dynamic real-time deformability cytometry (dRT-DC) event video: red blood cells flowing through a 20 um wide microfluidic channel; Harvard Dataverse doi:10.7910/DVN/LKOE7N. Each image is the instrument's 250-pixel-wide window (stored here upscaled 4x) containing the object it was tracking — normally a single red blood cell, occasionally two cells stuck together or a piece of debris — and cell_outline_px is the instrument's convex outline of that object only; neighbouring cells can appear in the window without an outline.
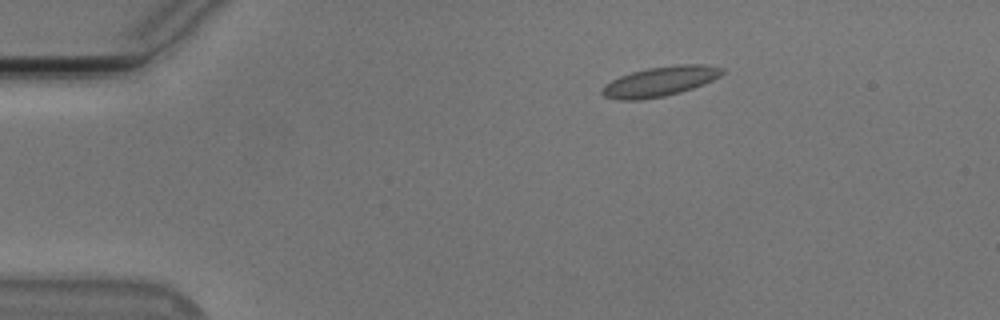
{"species": "Egyptian fruit bat (a non-hibernating species)", "species_latin": "Rousettus aegyptiacus", "temperature_condition": "cold", "stored_images_in_passage": 46, "camera_frame_rate_fps": 3000, "um_per_image_px": 0.085, "animal": {"sex": "male"}, "frame": {"image": 1, "passage_image": 1, "time_ms": 0.0, "image_size_px": [1000, 320], "cell_outline_px": [[724, 72], [720, 76], [704, 84], [680, 92], [664, 96], [640, 100], [616, 100], [604, 96], [600, 92], [600, 88], [604, 84], [620, 76], [632, 72], [648, 68], [680, 64], [704, 64], [724, 68]], "centroid_in_image_um": [56.08, 6.92], "position_along_channel_um": 28.9, "area_um2": 20.92}}
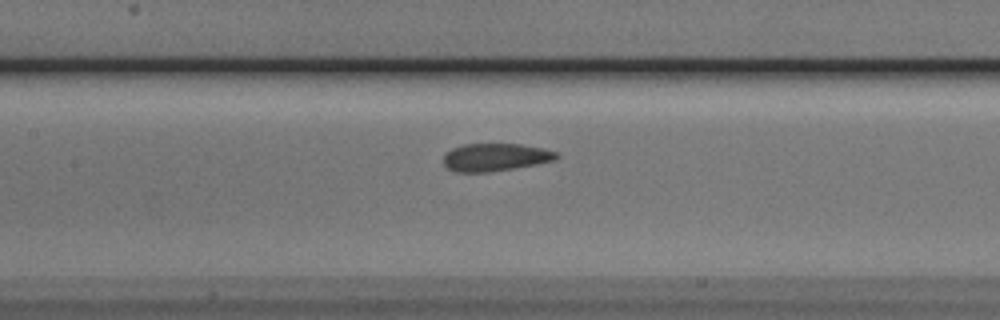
{"frame": {"image": 2, "passage_image": 17, "time_ms": 5.333, "image_size_px": [1000, 320], "cell_outline_px": [[560, 156], [556, 160], [516, 168], [488, 172], [456, 172], [448, 168], [444, 164], [444, 152], [452, 148], [464, 144], [520, 144], [544, 148], [560, 152]], "centroid_in_image_um": [42.14, 13.36], "position_along_channel_um": 165.3, "area_um2": 18.5}}
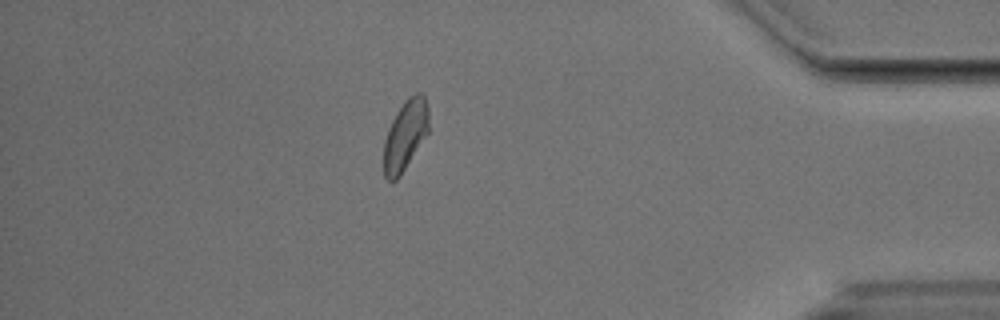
{"frame": {"image": 3, "passage_image": 39, "time_ms": 12.667, "image_size_px": [1000, 320], "cell_outline_px": [[428, 132], [400, 176], [396, 180], [388, 180], [384, 176], [384, 140], [388, 128], [392, 120], [404, 100], [408, 96], [416, 92], [424, 92], [428, 108]], "centroid_in_image_um": [34.45, 11.45], "position_along_channel_um": 400.8, "area_um2": 18.38}, "authors_computed_cell_mechanics": {"area_um2": 18.9584, "velocity_mm_per_s": 3.7304, "shape_relaxation_time_tau1_ms": null, "shape_relaxation_time_tau2_ms": 1.1554, "deformation_change_tau1": null, "deformation_change_tau2": 0.0798}}